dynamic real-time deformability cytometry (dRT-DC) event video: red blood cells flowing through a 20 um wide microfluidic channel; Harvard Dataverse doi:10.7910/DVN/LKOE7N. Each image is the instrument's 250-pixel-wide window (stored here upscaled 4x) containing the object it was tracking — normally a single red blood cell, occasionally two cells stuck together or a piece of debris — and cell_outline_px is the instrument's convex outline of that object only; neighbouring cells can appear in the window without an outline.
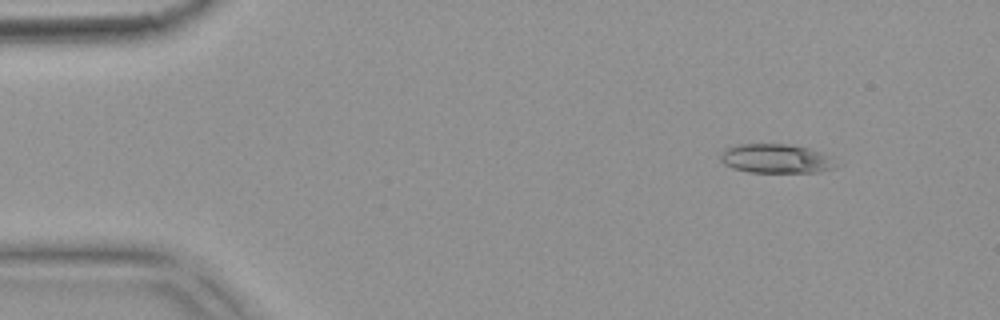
{"species": "common noctule bat (a hibernating species)", "species_latin": "Nyctalus noctula", "temperature_condition": "warm", "stored_images_in_passage": 7, "camera_frame_rate_fps": 3000, "um_per_image_px": 0.085, "animal": {"sex": "female", "body_mass_g": 18.4}, "frame": {"image": 1, "passage_image": 2, "time_ms": 0.333, "image_size_px": [1000, 320], "cell_outline_px": [[844, 164], [836, 168], [820, 172], [748, 172], [732, 168], [724, 164], [720, 160], [720, 156], [724, 148], [736, 144], [788, 144], [808, 148], [844, 160]], "centroid_in_image_um": [66.09, 13.49], "position_along_channel_um": 18.9, "area_um2": 20.35}}